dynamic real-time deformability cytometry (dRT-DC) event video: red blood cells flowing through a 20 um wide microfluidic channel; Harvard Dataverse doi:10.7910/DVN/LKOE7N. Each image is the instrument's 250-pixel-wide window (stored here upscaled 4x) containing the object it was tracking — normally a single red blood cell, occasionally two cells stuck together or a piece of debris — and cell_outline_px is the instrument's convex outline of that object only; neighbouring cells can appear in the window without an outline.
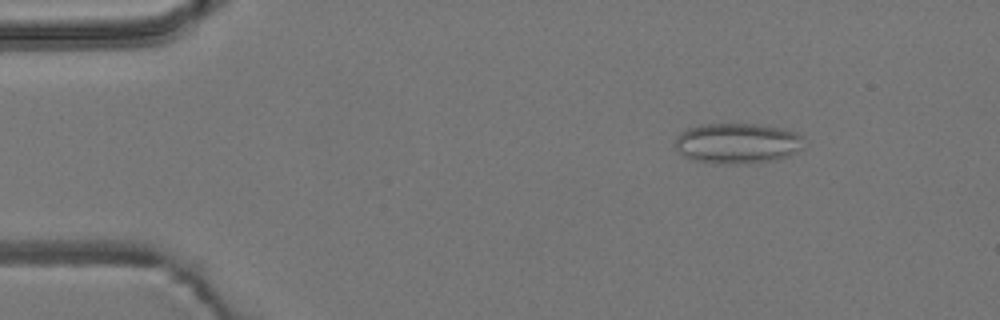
{"species": "common noctule bat (a hibernating species)", "species_latin": "Nyctalus noctula", "temperature_condition": "room temperature", "stored_images_in_passage": 53, "camera_frame_rate_fps": 3000, "um_per_image_px": 0.085, "animal": {"sex": "male", "body_mass_g": 19.2, "forearm_length_mm": 51.8}, "frame": {"image": 1, "passage_image": 7, "time_ms": 2.0, "image_size_px": [1000, 320], "cell_outline_px": [[808, 140], [796, 152], [788, 156], [776, 160], [736, 164], [720, 164], [692, 160], [684, 156], [672, 144], [676, 136], [680, 132], [688, 128], [700, 124], [756, 124], [780, 128], [796, 132], [804, 136]], "centroid_in_image_um": [62.67, 12.18], "position_along_channel_um": 22.3, "area_um2": 30.81}}
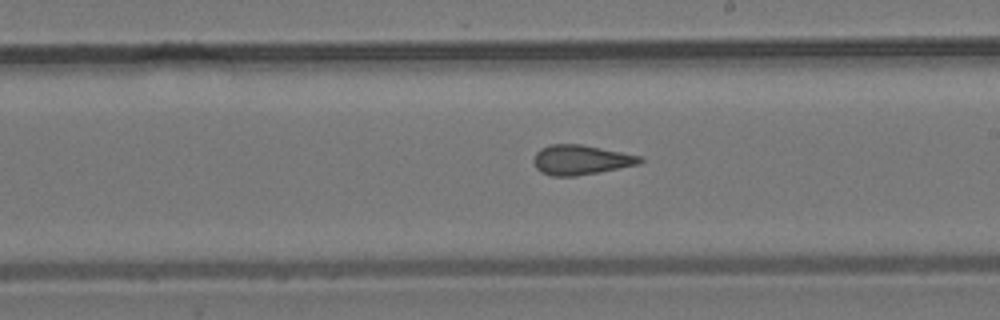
{"frame": {"image": 2, "passage_image": 30, "time_ms": 9.667, "image_size_px": [1000, 320], "cell_outline_px": [[644, 160], [640, 164], [576, 176], [552, 176], [540, 172], [536, 168], [532, 160], [536, 152], [540, 148], [552, 144], [580, 144], [640, 156]], "centroid_in_image_um": [49.32, 13.59], "position_along_channel_um": 239.7, "area_um2": 18.32}}
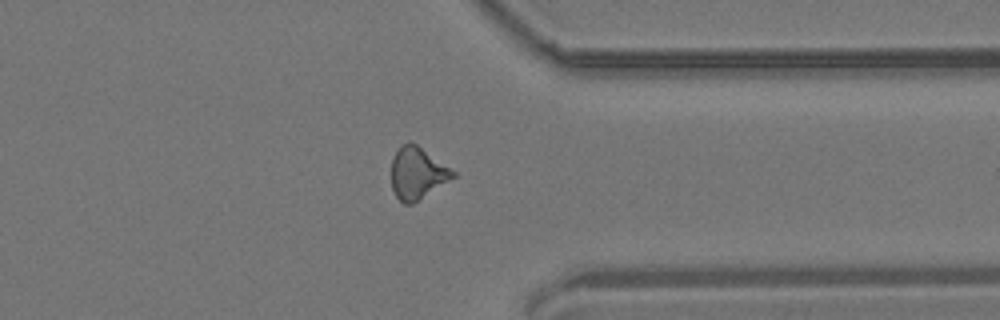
{"frame": {"image": 3, "passage_image": 41, "time_ms": 13.333, "image_size_px": [1000, 320], "cell_outline_px": [[456, 176], [412, 204], [404, 204], [396, 196], [392, 188], [392, 156], [400, 144], [408, 140], [416, 144], [456, 172]], "centroid_in_image_um": [35.45, 14.69], "position_along_channel_um": 376.0, "area_um2": 18.55}, "authors_computed_cell_mechanics": {"area_um2": 18.7272, "velocity_mm_per_s": 3.8649, "shape_relaxation_time_tau1_ms": null, "shape_relaxation_time_tau2_ms": 1.7742, "deformation_change_tau1": null, "deformation_change_tau2": 0.0842}}